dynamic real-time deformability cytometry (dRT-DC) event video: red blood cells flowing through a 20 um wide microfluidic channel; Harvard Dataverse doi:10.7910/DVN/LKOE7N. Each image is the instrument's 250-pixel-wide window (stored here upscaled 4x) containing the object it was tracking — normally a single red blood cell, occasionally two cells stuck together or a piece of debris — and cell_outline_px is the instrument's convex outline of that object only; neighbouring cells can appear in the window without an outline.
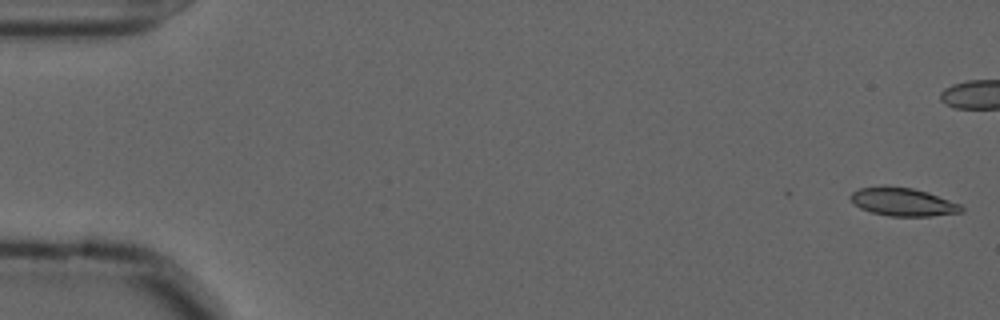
{"species": "common noctule bat (a hibernating species)", "species_latin": "Nyctalus noctula", "temperature_condition": "cold", "stored_images_in_passage": 33, "camera_frame_rate_fps": 3000, "um_per_image_px": 0.085, "animal": {"sex": "male", "forearm_length_mm": 52.5}, "frame": {"image": 1, "passage_image": 1, "time_ms": 0.0, "image_size_px": [1000, 320], "cell_outline_px": [[964, 212], [932, 216], [888, 216], [872, 212], [860, 208], [848, 196], [852, 192], [860, 188], [884, 184], [912, 188], [928, 192], [960, 204], [964, 208]], "centroid_in_image_um": [76.74, 17.14], "position_along_channel_um": 8.3, "area_um2": 18.44}}
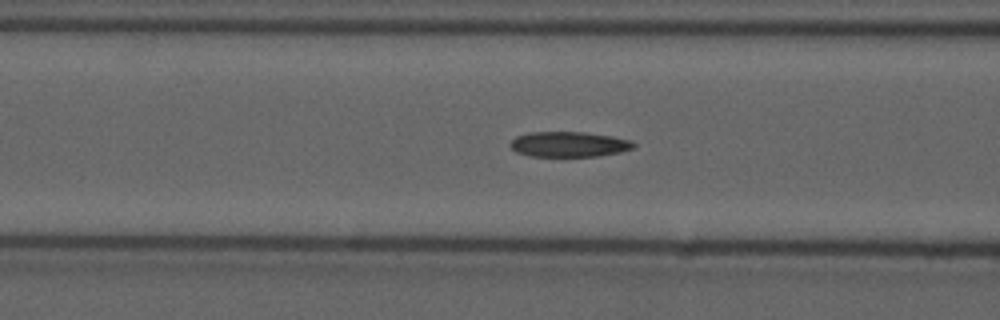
{"frame": {"image": 2, "passage_image": 22, "time_ms": 7.0, "image_size_px": [1000, 320], "cell_outline_px": [[636, 144], [632, 148], [620, 152], [596, 156], [528, 156], [516, 152], [508, 144], [516, 136], [528, 132], [584, 132], [612, 136], [632, 140]], "centroid_in_image_um": [48.34, 12.26], "position_along_channel_um": 118.3, "area_um2": 18.21}}
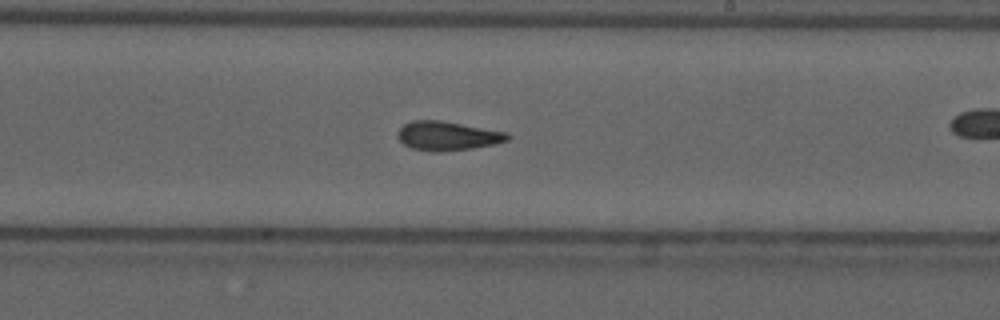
{"frame": {"image": 3, "passage_image": 33, "time_ms": 10.667, "image_size_px": [1000, 320], "cell_outline_px": [[512, 136], [508, 140], [492, 144], [472, 148], [440, 152], [432, 152], [412, 148], [404, 144], [396, 136], [400, 128], [404, 124], [412, 120], [440, 120], [508, 132]], "centroid_in_image_um": [38.03, 11.54], "position_along_channel_um": 251.0, "area_um2": 18.61}}